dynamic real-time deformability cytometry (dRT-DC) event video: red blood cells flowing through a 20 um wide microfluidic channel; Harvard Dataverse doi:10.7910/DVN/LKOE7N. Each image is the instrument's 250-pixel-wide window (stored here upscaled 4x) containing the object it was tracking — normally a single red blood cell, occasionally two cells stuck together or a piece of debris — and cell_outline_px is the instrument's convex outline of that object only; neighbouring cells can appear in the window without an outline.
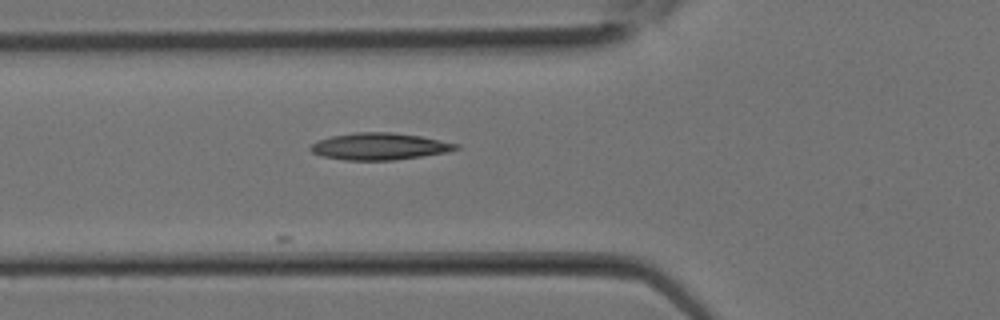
{"species": "Egyptian fruit bat (a non-hibernating species)", "species_latin": "Rousettus aegyptiacus", "temperature_condition": "room temperature", "stored_images_in_passage": 9, "camera_frame_rate_fps": 3000, "um_per_image_px": 0.085, "animal": {"sex": "female"}, "frame": {"image": 1, "passage_image": 4, "time_ms": 1.0, "image_size_px": [1000, 320], "cell_outline_px": [[460, 148], [444, 152], [420, 156], [392, 160], [348, 160], [324, 156], [312, 152], [308, 148], [312, 144], [320, 140], [332, 136], [356, 132], [392, 132], [420, 136], [460, 144]], "centroid_in_image_um": [32.26, 12.43], "position_along_channel_um": 93.5, "area_um2": 22.43}}
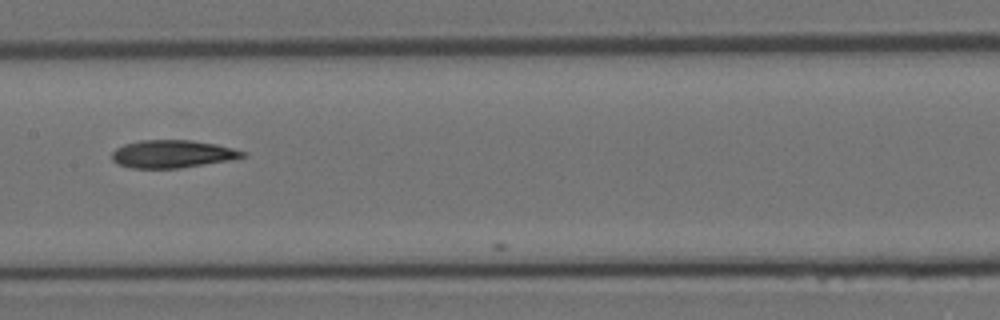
{"frame": {"image": 2, "passage_image": 8, "time_ms": 2.333, "image_size_px": [1000, 320], "cell_outline_px": [[248, 156], [228, 160], [180, 168], [128, 168], [116, 164], [112, 160], [112, 152], [116, 148], [124, 144], [140, 140], [192, 140], [216, 144], [248, 152]], "centroid_in_image_um": [14.64, 13.09], "position_along_channel_um": 192.8, "area_um2": 21.27}}